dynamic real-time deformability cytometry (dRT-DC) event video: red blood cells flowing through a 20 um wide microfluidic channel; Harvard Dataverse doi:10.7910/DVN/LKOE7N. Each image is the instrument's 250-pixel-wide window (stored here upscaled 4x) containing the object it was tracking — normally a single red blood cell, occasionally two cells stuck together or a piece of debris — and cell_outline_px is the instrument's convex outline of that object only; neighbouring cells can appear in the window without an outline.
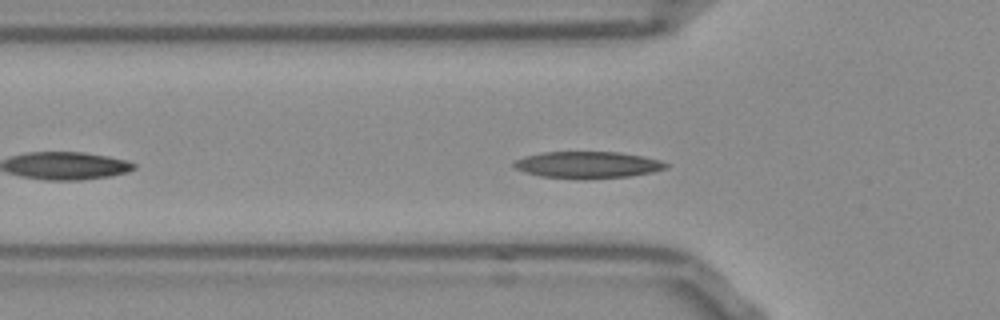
{"species": "Egyptian fruit bat (a non-hibernating species)", "species_latin": "Rousettus aegyptiacus", "temperature_condition": "room temperature", "stored_images_in_passage": 22, "camera_frame_rate_fps": 3000, "um_per_image_px": 0.085, "frame": {"image": 1, "passage_image": 7, "time_ms": 2.0, "image_size_px": [1000, 320], "cell_outline_px": [[668, 168], [652, 172], [628, 176], [584, 180], [580, 180], [540, 176], [516, 168], [512, 164], [516, 160], [524, 156], [544, 152], [620, 152], [644, 156], [660, 160], [668, 164]], "centroid_in_image_um": [49.98, 14.02], "position_along_channel_um": 75.8, "area_um2": 23.81}}
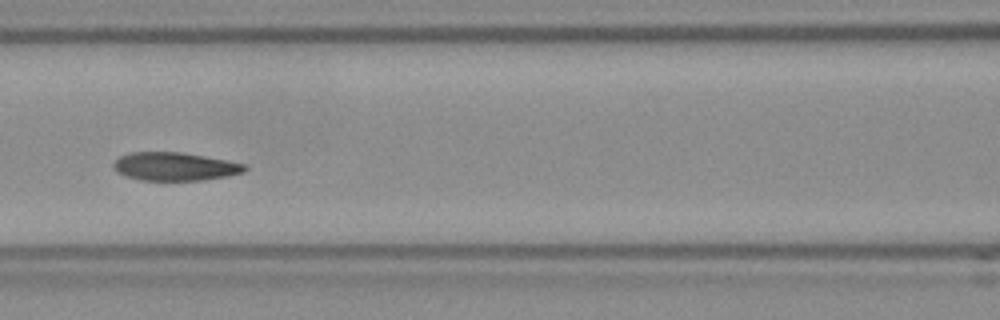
{"frame": {"image": 2, "passage_image": 13, "time_ms": 4.0, "image_size_px": [1000, 320], "cell_outline_px": [[248, 168], [244, 172], [228, 176], [204, 180], [140, 180], [124, 176], [116, 172], [112, 164], [120, 156], [132, 152], [180, 152], [228, 160], [244, 164]], "centroid_in_image_um": [14.85, 14.16], "position_along_channel_um": 151.7, "area_um2": 21.68}}